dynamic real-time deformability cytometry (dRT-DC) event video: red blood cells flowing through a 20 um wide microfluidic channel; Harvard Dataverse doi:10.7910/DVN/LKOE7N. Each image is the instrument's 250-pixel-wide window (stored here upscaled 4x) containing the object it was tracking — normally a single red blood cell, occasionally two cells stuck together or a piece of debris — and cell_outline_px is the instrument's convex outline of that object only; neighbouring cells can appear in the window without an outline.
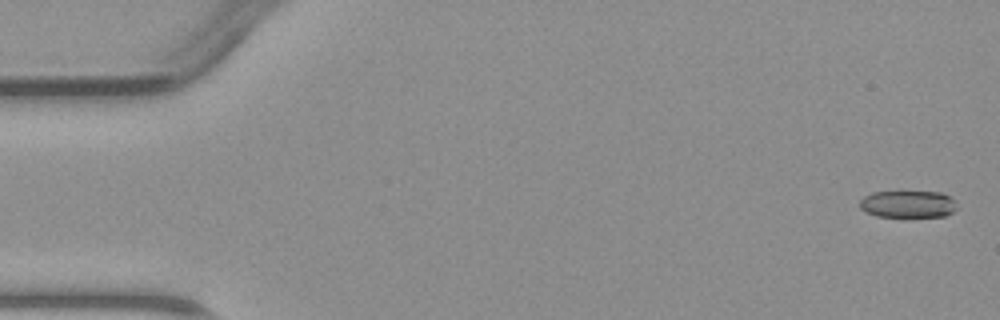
{"species": "common noctule bat (a hibernating species)", "species_latin": "Nyctalus noctula", "temperature_condition": "warm", "stored_images_in_passage": 5, "camera_frame_rate_fps": 3000, "um_per_image_px": 0.085, "animal": {"sex": "male", "body_mass_g": 23.1, "forearm_length_mm": 52.7}, "frame": {"image": 1, "passage_image": 1, "time_ms": 0.0, "image_size_px": [1000, 320], "cell_outline_px": [[956, 208], [952, 212], [944, 216], [876, 216], [860, 208], [860, 200], [864, 196], [872, 192], [940, 192], [948, 196], [952, 200]], "centroid_in_image_um": [77.13, 17.34], "position_along_channel_um": 7.9, "area_um2": 14.97}}
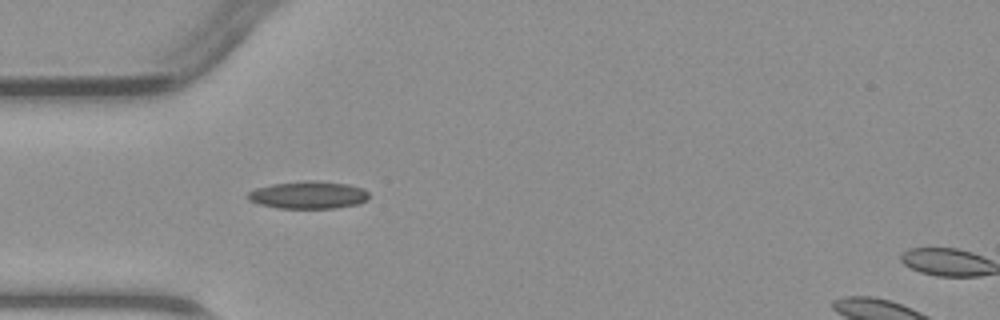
{"frame": {"image": 2, "passage_image": 4, "time_ms": 4.333, "image_size_px": [1000, 320], "cell_outline_px": [[368, 200], [360, 204], [336, 208], [276, 208], [260, 204], [248, 200], [244, 196], [248, 192], [256, 188], [272, 184], [308, 180], [316, 180], [348, 184], [364, 188], [368, 192]], "centroid_in_image_um": [26.22, 16.57], "position_along_channel_um": 58.8, "area_um2": 19.71}}